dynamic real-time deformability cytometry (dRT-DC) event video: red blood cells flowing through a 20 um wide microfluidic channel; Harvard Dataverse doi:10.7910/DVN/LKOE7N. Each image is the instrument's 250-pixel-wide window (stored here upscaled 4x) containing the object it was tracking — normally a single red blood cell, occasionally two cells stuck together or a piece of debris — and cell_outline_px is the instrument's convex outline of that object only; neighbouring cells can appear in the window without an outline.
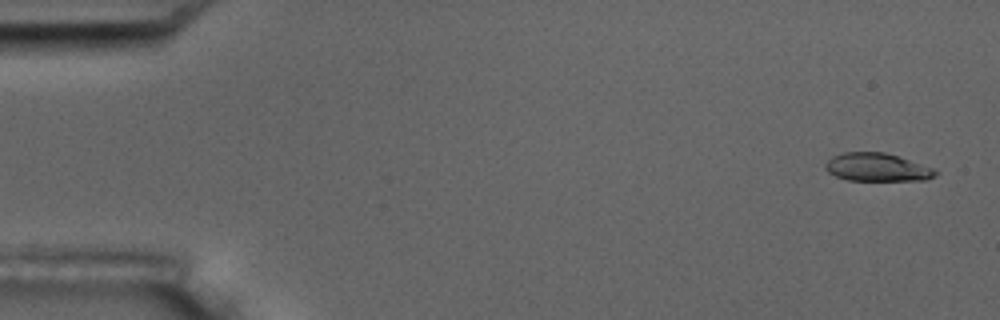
{"species": "common noctule bat (a hibernating species)", "species_latin": "Nyctalus noctula", "temperature_condition": "room temperature", "stored_images_in_passage": 6, "camera_frame_rate_fps": 3000, "um_per_image_px": 0.085, "animal": {"sex": "male", "body_mass_g": 17.5, "forearm_length_mm": 52.3}, "frame": {"image": 1, "passage_image": 1, "time_ms": 0.0, "image_size_px": [1000, 320], "cell_outline_px": [[936, 176], [928, 180], [848, 180], [836, 176], [828, 172], [824, 168], [824, 164], [832, 156], [844, 152], [884, 152], [936, 168]], "centroid_in_image_um": [74.56, 14.22], "position_along_channel_um": 10.4, "area_um2": 18.09}}
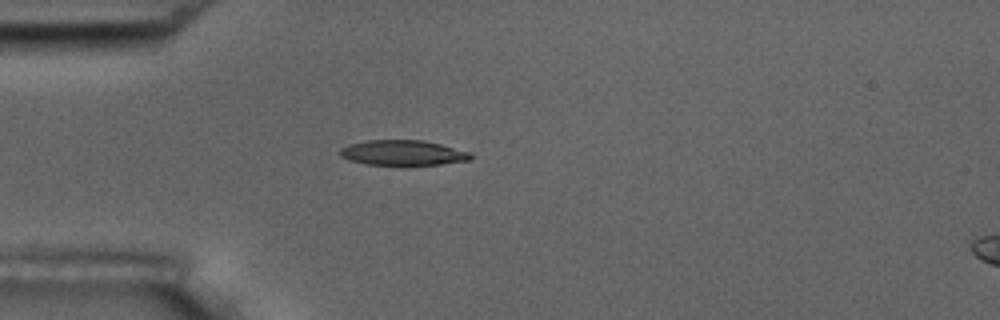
{"frame": {"image": 2, "passage_image": 4, "time_ms": 4.333, "image_size_px": [1000, 320], "cell_outline_px": [[472, 160], [440, 164], [404, 168], [364, 164], [340, 156], [340, 148], [348, 144], [368, 140], [424, 140], [472, 152]], "centroid_in_image_um": [34.27, 13.03], "position_along_channel_um": 50.7, "area_um2": 20.11}}